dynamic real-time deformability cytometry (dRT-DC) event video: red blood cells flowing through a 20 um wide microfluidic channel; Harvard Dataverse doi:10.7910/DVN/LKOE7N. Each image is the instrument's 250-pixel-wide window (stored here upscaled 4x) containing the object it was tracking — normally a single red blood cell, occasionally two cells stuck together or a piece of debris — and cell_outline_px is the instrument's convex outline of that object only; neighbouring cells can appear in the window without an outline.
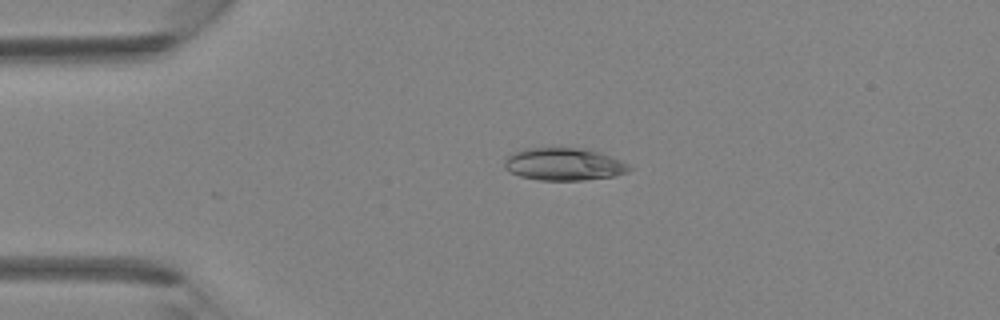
{"species": "Egyptian fruit bat (a non-hibernating species)", "species_latin": "Rousettus aegyptiacus", "temperature_condition": "room temperature", "stored_images_in_passage": 40, "camera_frame_rate_fps": 3000, "um_per_image_px": 0.085, "animal": {"sex": "female"}, "frame": {"image": 1, "passage_image": 9, "time_ms": 2.667, "image_size_px": [1000, 320], "cell_outline_px": [[632, 168], [628, 172], [616, 176], [584, 180], [540, 180], [520, 176], [508, 172], [504, 168], [504, 160], [508, 156], [516, 152], [528, 148], [592, 148], [620, 160], [628, 164]], "centroid_in_image_um": [47.96, 13.96], "position_along_channel_um": 37.0, "area_um2": 23.87}}
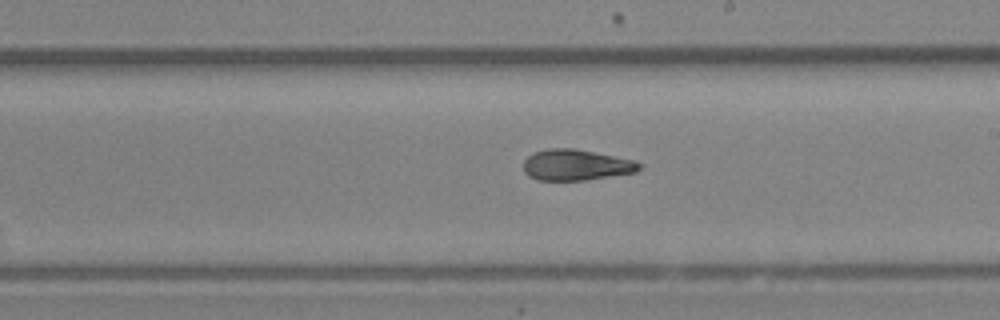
{"frame": {"image": 2, "passage_image": 23, "time_ms": 7.333, "image_size_px": [1000, 320], "cell_outline_px": [[640, 168], [636, 172], [584, 180], [536, 180], [528, 176], [524, 172], [524, 160], [532, 152], [548, 148], [572, 148], [636, 160], [640, 164]], "centroid_in_image_um": [48.93, 14.02], "position_along_channel_um": 240.1, "area_um2": 20.87}}
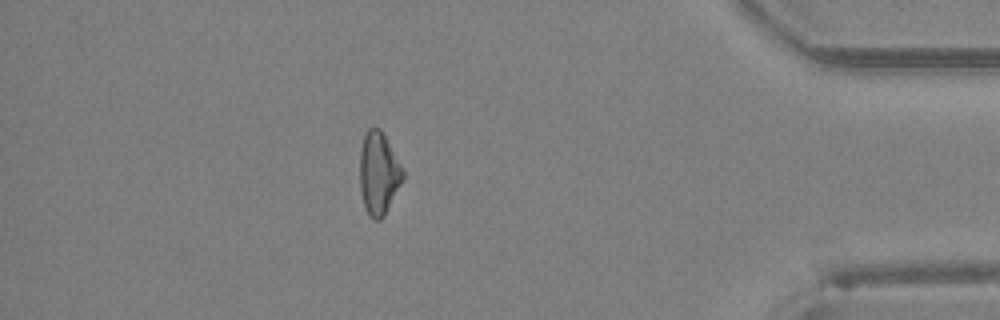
{"frame": {"image": 3, "passage_image": 35, "time_ms": 11.333, "image_size_px": [1000, 320], "cell_outline_px": [[404, 176], [384, 216], [380, 220], [372, 220], [368, 216], [364, 204], [360, 188], [360, 148], [364, 136], [368, 128], [380, 128], [404, 168]], "centroid_in_image_um": [32.18, 14.73], "position_along_channel_um": 403.0, "area_um2": 20.69}}